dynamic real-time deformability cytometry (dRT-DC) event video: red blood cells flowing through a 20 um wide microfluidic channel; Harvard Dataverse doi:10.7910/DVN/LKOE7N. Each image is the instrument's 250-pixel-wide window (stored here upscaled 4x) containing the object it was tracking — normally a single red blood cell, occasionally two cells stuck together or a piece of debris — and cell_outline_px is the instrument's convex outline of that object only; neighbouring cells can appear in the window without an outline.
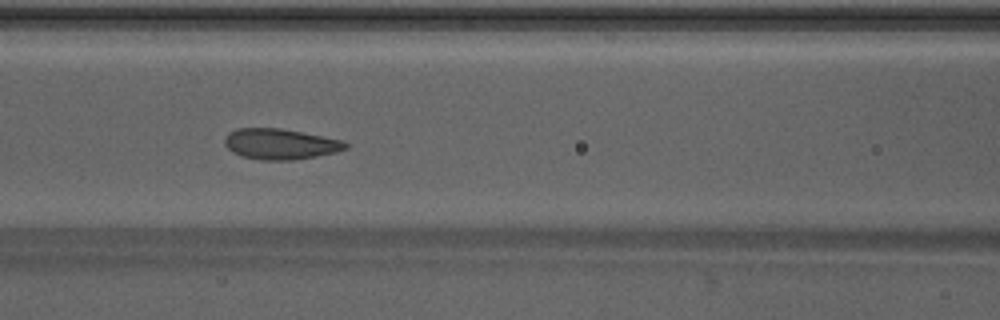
{"species": "Egyptian fruit bat (a non-hibernating species)", "species_latin": "Rousettus aegyptiacus", "temperature_condition": "warm", "stored_images_in_passage": 38, "camera_frame_rate_fps": 3000, "um_per_image_px": 0.085, "animal": {"sex": "male"}, "frame": {"image": 1, "passage_image": 11, "time_ms": 3.333, "image_size_px": [1000, 320], "cell_outline_px": [[348, 148], [336, 152], [316, 156], [292, 160], [260, 160], [240, 156], [232, 152], [224, 144], [224, 140], [228, 132], [236, 128], [280, 128], [344, 140], [348, 144]], "centroid_in_image_um": [23.81, 12.24], "position_along_channel_um": 142.8, "area_um2": 21.73}}
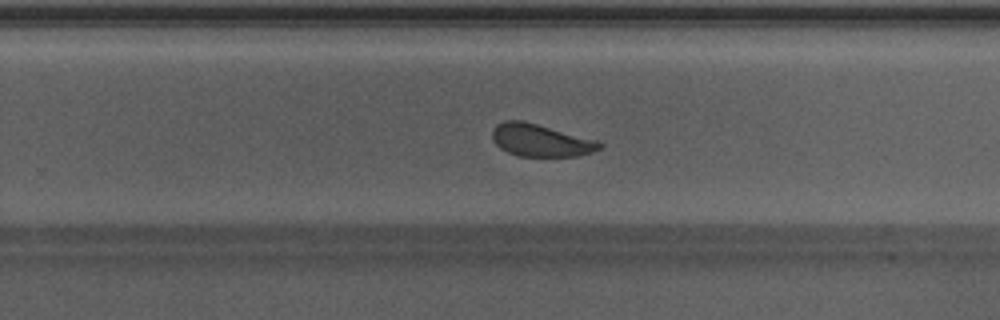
{"frame": {"image": 2, "passage_image": 21, "time_ms": 6.667, "image_size_px": [1000, 320], "cell_outline_px": [[604, 144], [600, 148], [592, 152], [576, 156], [516, 156], [500, 148], [492, 140], [492, 128], [496, 124], [504, 120], [524, 120], [600, 140]], "centroid_in_image_um": [45.96, 11.91], "position_along_channel_um": 283.8, "area_um2": 20.69}}
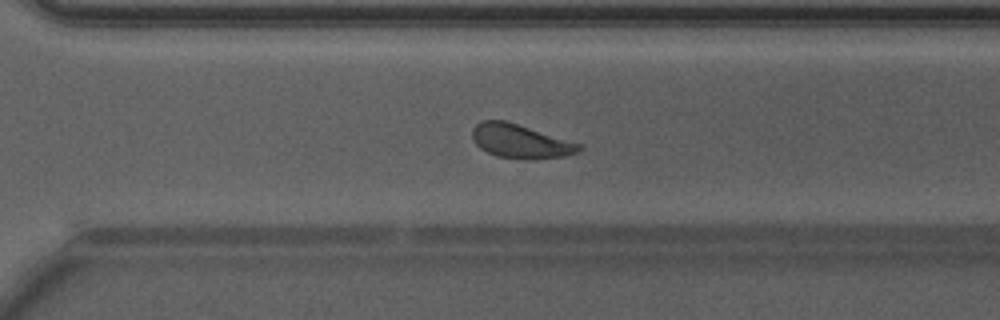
{"frame": {"image": 3, "passage_image": 24, "time_ms": 7.667, "image_size_px": [1000, 320], "cell_outline_px": [[584, 148], [576, 152], [564, 156], [532, 160], [520, 160], [496, 156], [480, 148], [476, 144], [472, 136], [472, 128], [476, 124], [484, 120], [504, 120], [584, 144]], "centroid_in_image_um": [44.26, 12.02], "position_along_channel_um": 326.3, "area_um2": 21.33}, "authors_computed_cell_mechanics": {"area_um2": 21.5016, "velocity_mm_per_s": 4.2414, "shape_relaxation_time_tau1_ms": 1.8846, "shape_relaxation_time_tau2_ms": 0.7578, "deformation_change_tau1": 0.0916, "deformation_change_tau2": 0.0551}}